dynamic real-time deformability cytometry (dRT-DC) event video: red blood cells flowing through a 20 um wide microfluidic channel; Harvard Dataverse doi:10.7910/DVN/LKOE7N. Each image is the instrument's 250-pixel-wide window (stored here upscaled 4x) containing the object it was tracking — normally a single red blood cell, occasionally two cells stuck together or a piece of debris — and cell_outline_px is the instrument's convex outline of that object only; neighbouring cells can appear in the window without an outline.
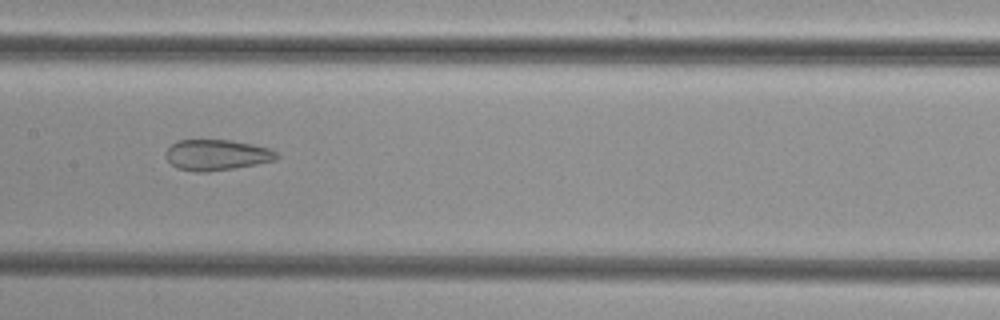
{"species": "common noctule bat (a hibernating species)", "species_latin": "Nyctalus noctula", "temperature_condition": "cold", "stored_images_in_passage": 39, "camera_frame_rate_fps": 3000, "um_per_image_px": 0.085, "animal": {"sex": "female", "body_mass_g": 29.2, "forearm_length_mm": 56.3}, "frame": {"image": 1, "passage_image": 12, "time_ms": 3.667, "image_size_px": [1000, 320], "cell_outline_px": [[280, 156], [276, 160], [256, 164], [208, 172], [196, 172], [176, 168], [168, 160], [164, 152], [176, 140], [232, 140], [252, 144], [268, 148], [276, 152]], "centroid_in_image_um": [18.4, 13.17], "position_along_channel_um": 189.0, "area_um2": 19.88}}